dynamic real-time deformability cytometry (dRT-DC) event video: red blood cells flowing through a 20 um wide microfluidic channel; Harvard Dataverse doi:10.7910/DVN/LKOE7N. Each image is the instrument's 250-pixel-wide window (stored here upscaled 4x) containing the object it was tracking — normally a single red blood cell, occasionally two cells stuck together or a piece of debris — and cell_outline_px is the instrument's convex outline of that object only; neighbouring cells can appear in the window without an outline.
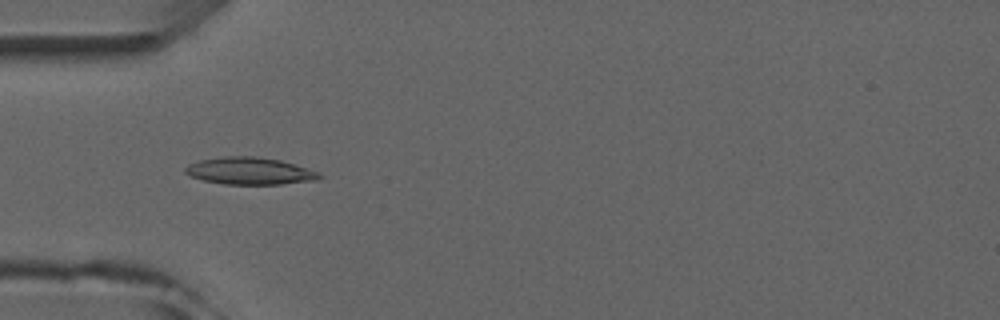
{"species": "common noctule bat (a hibernating species)", "species_latin": "Nyctalus noctula", "temperature_condition": "room temperature", "stored_images_in_passage": 6, "camera_frame_rate_fps": 3000, "um_per_image_px": 0.085, "animal": {"sex": "male", "forearm_length_mm": 52.5}, "frame": {"image": 1, "passage_image": 4, "time_ms": 3.333, "image_size_px": [1000, 320], "cell_outline_px": [[324, 176], [316, 180], [280, 184], [224, 184], [204, 180], [192, 176], [184, 172], [184, 168], [188, 164], [200, 160], [224, 156], [256, 156], [280, 160], [320, 172]], "centroid_in_image_um": [21.24, 14.53], "position_along_channel_um": 63.8, "area_um2": 21.15}}
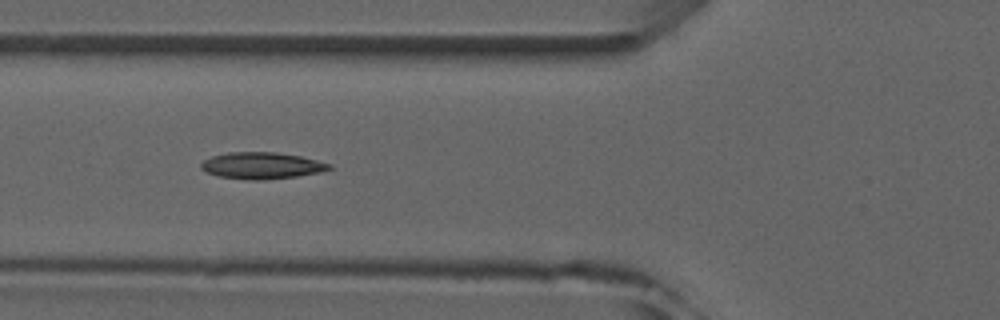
{"frame": {"image": 2, "passage_image": 5, "time_ms": 4.333, "image_size_px": [1000, 320], "cell_outline_px": [[332, 168], [320, 172], [296, 176], [260, 180], [248, 180], [220, 176], [208, 172], [200, 168], [200, 164], [204, 160], [212, 156], [228, 152], [276, 152], [300, 156], [332, 164]], "centroid_in_image_um": [22.24, 14.07], "position_along_channel_um": 103.6, "area_um2": 19.71}}
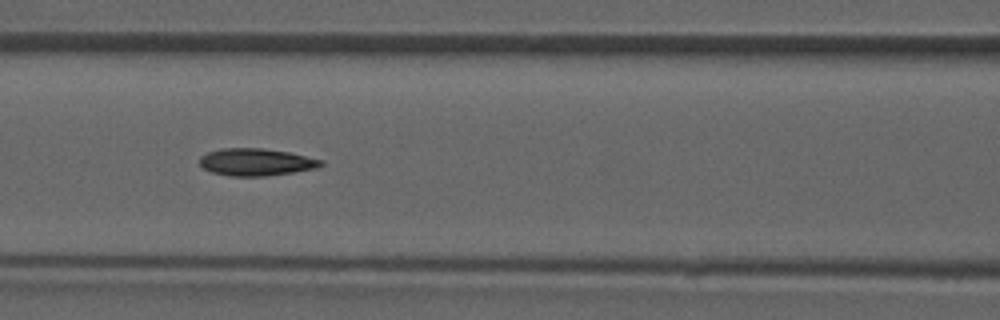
{"frame": {"image": 3, "passage_image": 6, "time_ms": 5.333, "image_size_px": [1000, 320], "cell_outline_px": [[324, 164], [320, 168], [264, 176], [232, 176], [212, 172], [204, 168], [200, 164], [200, 156], [208, 152], [224, 148], [260, 148], [288, 152], [324, 160]], "centroid_in_image_um": [21.8, 13.77], "position_along_channel_um": 144.8, "area_um2": 19.19}}